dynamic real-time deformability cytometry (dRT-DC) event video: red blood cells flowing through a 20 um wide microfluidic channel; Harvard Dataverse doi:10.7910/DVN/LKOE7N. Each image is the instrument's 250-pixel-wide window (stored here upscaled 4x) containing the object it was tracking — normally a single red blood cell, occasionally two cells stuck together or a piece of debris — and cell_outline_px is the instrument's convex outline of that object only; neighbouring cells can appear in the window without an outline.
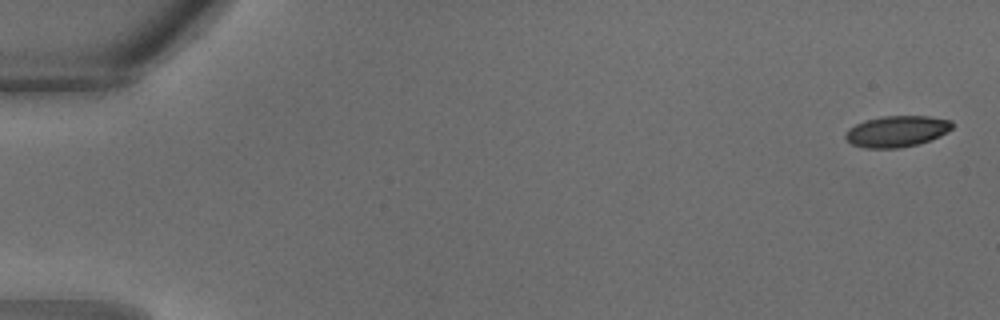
{"species": "common noctule bat (a hibernating species)", "species_latin": "Nyctalus noctula", "temperature_condition": "warm", "stored_images_in_passage": 33, "camera_frame_rate_fps": 3000, "um_per_image_px": 0.085, "animal": {"sex": "male", "body_mass_g": 18.8}, "frame": {"image": 1, "passage_image": 1, "time_ms": 0.0, "image_size_px": [1000, 320], "cell_outline_px": [[952, 128], [940, 136], [916, 144], [900, 148], [864, 148], [852, 144], [844, 136], [848, 128], [864, 120], [884, 116], [928, 116], [952, 120]], "centroid_in_image_um": [76.21, 11.16], "position_along_channel_um": 8.8, "area_um2": 19.31}}
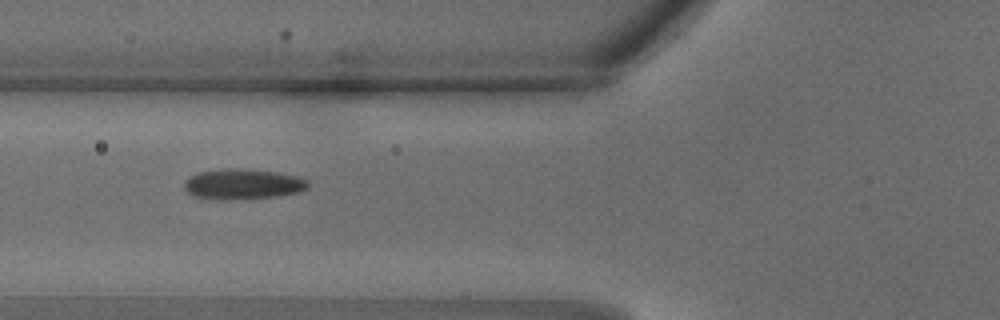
{"frame": {"image": 2, "passage_image": 13, "time_ms": 4.0, "image_size_px": [1000, 320], "cell_outline_px": [[308, 188], [296, 192], [276, 196], [224, 200], [192, 196], [184, 188], [184, 180], [188, 176], [200, 172], [228, 168], [244, 168], [276, 172], [296, 176], [308, 180]], "centroid_in_image_um": [20.6, 15.64], "position_along_channel_um": 105.2, "area_um2": 21.85}}
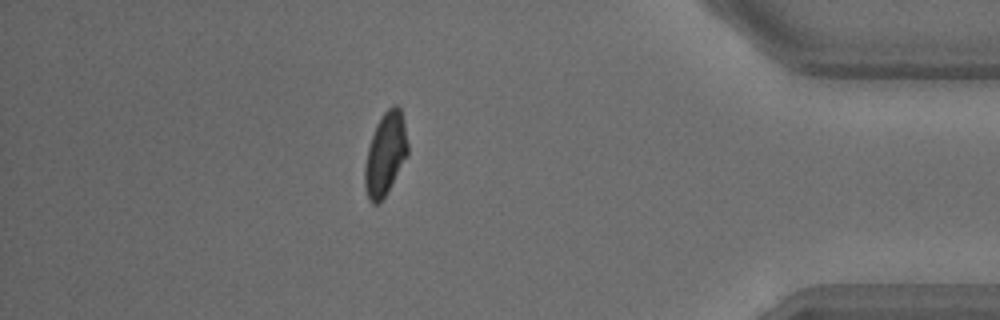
{"frame": {"image": 3, "passage_image": 29, "time_ms": 9.333, "image_size_px": [1000, 320], "cell_outline_px": [[408, 156], [384, 196], [376, 204], [372, 204], [368, 200], [364, 188], [364, 168], [368, 148], [376, 124], [384, 112], [392, 104], [396, 104], [400, 108], [404, 120], [408, 144]], "centroid_in_image_um": [32.76, 13.08], "position_along_channel_um": 402.4, "area_um2": 20.75}}